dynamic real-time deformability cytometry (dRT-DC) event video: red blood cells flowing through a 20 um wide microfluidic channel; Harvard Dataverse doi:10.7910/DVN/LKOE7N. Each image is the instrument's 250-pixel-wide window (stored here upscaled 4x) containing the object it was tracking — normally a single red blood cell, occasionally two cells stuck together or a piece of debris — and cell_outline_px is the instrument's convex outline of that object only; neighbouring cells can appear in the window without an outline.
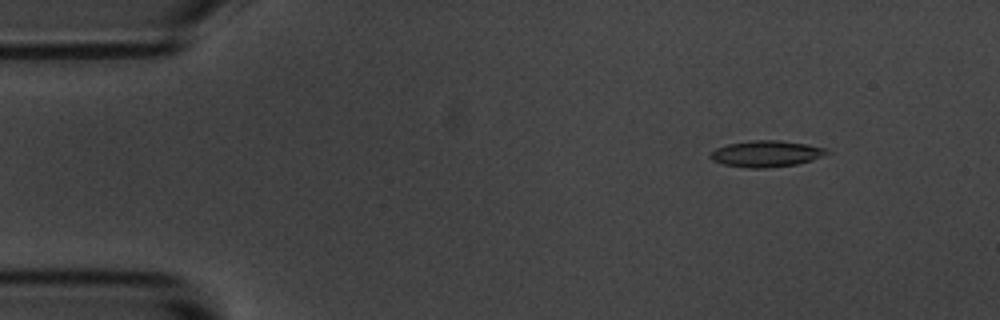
{"species": "common noctule bat (a hibernating species)", "species_latin": "Nyctalus noctula", "temperature_condition": "room temperature", "stored_images_in_passage": 53, "camera_frame_rate_fps": 3000, "um_per_image_px": 0.085, "animal": {"sex": "male", "body_mass_g": 20.1, "forearm_length_mm": 53.5}, "frame": {"image": 1, "passage_image": 5, "time_ms": 1.333, "image_size_px": [1000, 320], "cell_outline_px": [[832, 152], [812, 160], [796, 164], [768, 168], [748, 168], [724, 164], [712, 160], [708, 156], [716, 148], [728, 144], [752, 140], [780, 140], [828, 148]], "centroid_in_image_um": [65.15, 13.07], "position_along_channel_um": 19.9, "area_um2": 17.86}}
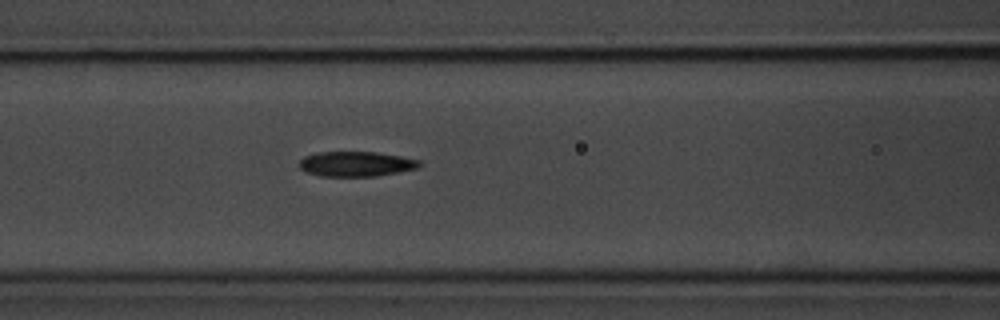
{"frame": {"image": 2, "passage_image": 21, "time_ms": 6.667, "image_size_px": [1000, 320], "cell_outline_px": [[420, 164], [416, 168], [376, 176], [320, 176], [308, 172], [300, 168], [300, 160], [304, 156], [316, 152], [376, 152], [400, 156], [420, 160]], "centroid_in_image_um": [30.23, 13.93], "position_along_channel_um": 136.4, "area_um2": 17.28}}
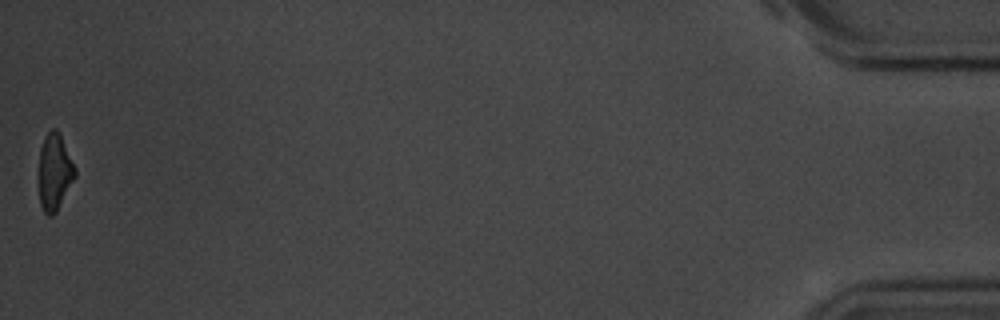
{"frame": {"image": 3, "passage_image": 53, "time_ms": 17.333, "image_size_px": [1000, 320], "cell_outline_px": [[76, 176], [56, 212], [52, 216], [48, 216], [44, 212], [40, 204], [40, 148], [48, 132], [52, 128], [56, 128], [76, 168]], "centroid_in_image_um": [4.65, 14.65], "position_along_channel_um": 430.5, "area_um2": 15.72}, "authors_computed_cell_mechanics": {"area_um2": 17.5134, "velocity_mm_per_s": 3.6814, "shape_relaxation_time_tau1_ms": 3.635, "shape_relaxation_time_tau2_ms": 7.3335, "deformation_change_tau1": 0.1689, "deformation_change_tau2": 0.1572}}